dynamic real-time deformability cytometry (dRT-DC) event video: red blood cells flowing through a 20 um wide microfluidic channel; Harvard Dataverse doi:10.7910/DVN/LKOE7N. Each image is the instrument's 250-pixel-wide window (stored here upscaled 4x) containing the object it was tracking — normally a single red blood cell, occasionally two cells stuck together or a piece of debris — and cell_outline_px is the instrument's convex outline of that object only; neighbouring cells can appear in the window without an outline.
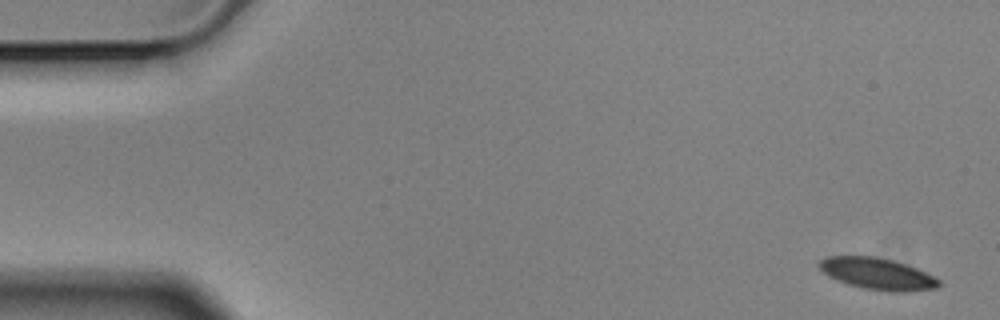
{"species": "Egyptian fruit bat (a non-hibernating species)", "species_latin": "Rousettus aegyptiacus", "temperature_condition": "cold", "stored_images_in_passage": 4, "camera_frame_rate_fps": 3000, "um_per_image_px": 0.085, "animal": {"sex": "male"}, "frame": {"image": 1, "passage_image": 1, "time_ms": 0.0, "image_size_px": [1000, 320], "cell_outline_px": [[940, 284], [936, 288], [904, 292], [892, 292], [864, 288], [848, 284], [828, 276], [816, 264], [824, 256], [876, 256], [908, 264], [940, 280]], "centroid_in_image_um": [74.55, 23.26], "position_along_channel_um": 10.4, "area_um2": 22.02}}
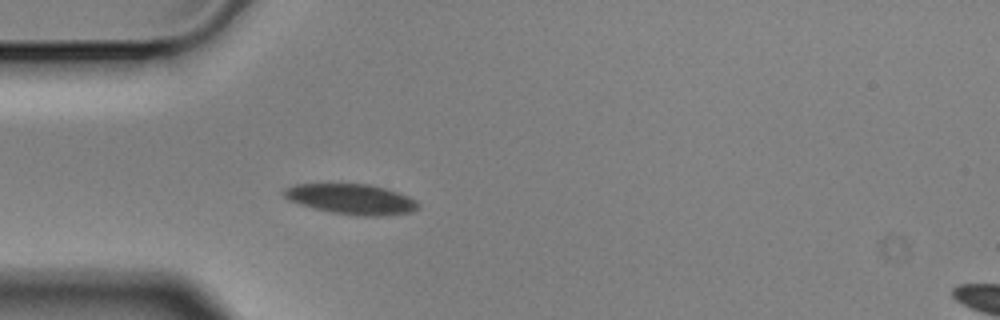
{"frame": {"image": 2, "passage_image": 4, "time_ms": 1.0, "image_size_px": [1000, 320], "cell_outline_px": [[420, 208], [412, 212], [380, 216], [356, 216], [332, 212], [300, 204], [288, 200], [280, 192], [284, 188], [296, 184], [368, 184], [384, 188], [408, 196], [416, 200], [420, 204]], "centroid_in_image_um": [29.87, 16.93], "position_along_channel_um": 55.1, "area_um2": 23.7}}